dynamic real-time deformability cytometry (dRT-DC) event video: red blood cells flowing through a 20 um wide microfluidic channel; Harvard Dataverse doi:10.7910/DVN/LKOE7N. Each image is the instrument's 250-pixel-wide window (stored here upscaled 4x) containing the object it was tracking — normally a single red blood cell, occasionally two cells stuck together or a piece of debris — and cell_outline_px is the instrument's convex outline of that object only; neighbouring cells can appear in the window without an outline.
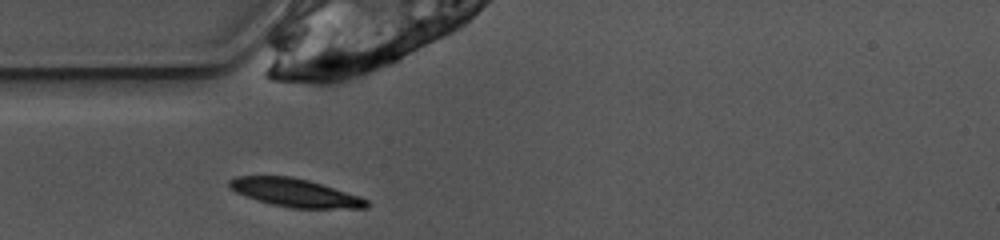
{"species": "common noctule bat (a hibernating species)", "species_latin": "Nyctalus noctula", "temperature_condition": "warm", "stored_images_in_passage": 38, "camera_frame_rate_fps": 3000, "um_per_image_px": 0.085, "animal": {"sex": "female", "body_mass_g": 10.0, "forearm_length_mm": 53.1}, "frame": {"image": 1, "passage_image": 1, "time_ms": 0.0, "image_size_px": [1000, 240], "cell_outline_px": [[368, 208], [292, 208], [272, 204], [256, 200], [236, 192], [228, 184], [228, 180], [236, 176], [292, 176], [308, 180], [360, 196], [368, 200]], "centroid_in_image_um": [25.07, 16.38], "position_along_channel_um": 59.9, "area_um2": 22.37}}
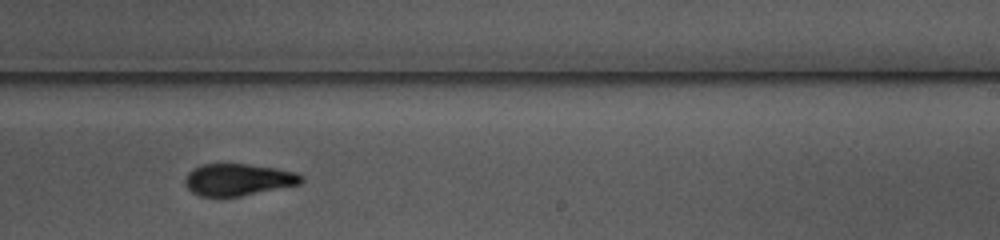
{"frame": {"image": 2, "passage_image": 17, "time_ms": 5.333, "image_size_px": [1000, 240], "cell_outline_px": [[304, 180], [300, 184], [240, 196], [200, 196], [192, 192], [188, 188], [184, 180], [188, 172], [192, 168], [204, 164], [248, 164], [276, 168], [296, 172], [304, 176]], "centroid_in_image_um": [20.26, 15.26], "position_along_channel_um": 268.7, "area_um2": 21.56}}
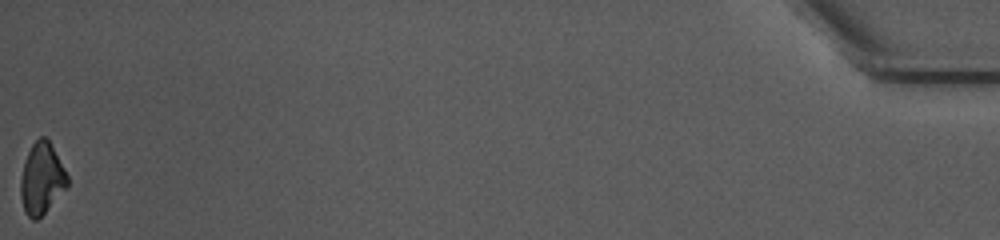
{"frame": {"image": 3, "passage_image": 38, "time_ms": 12.333, "image_size_px": [1000, 240], "cell_outline_px": [[68, 188], [36, 220], [32, 220], [24, 212], [20, 196], [20, 180], [24, 164], [28, 152], [32, 144], [40, 136], [44, 136], [48, 140], [64, 168], [68, 176]], "centroid_in_image_um": [3.54, 15.21], "position_along_channel_um": 431.7, "area_um2": 19.31}, "authors_computed_cell_mechanics": {"area_um2": 21.7328, "velocity_mm_per_s": 3.9018, "shape_relaxation_time_tau1_ms": 3.0297, "shape_relaxation_time_tau2_ms": 3.314, "deformation_change_tau1": 0.1216, "deformation_change_tau2": 0.0665}}